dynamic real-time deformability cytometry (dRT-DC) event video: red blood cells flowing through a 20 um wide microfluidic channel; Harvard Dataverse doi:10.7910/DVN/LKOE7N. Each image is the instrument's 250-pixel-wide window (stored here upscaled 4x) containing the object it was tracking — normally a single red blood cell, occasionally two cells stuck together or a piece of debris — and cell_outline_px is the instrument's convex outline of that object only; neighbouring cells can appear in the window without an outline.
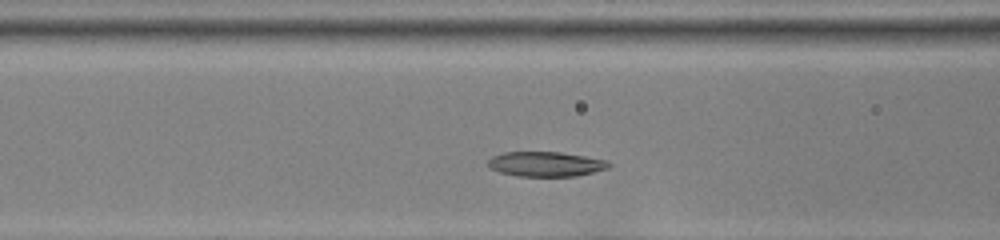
{"species": "common noctule bat (a hibernating species)", "species_latin": "Nyctalus noctula", "temperature_condition": "room temperature", "stored_images_in_passage": 30, "camera_frame_rate_fps": 3000, "um_per_image_px": 0.085, "animal": {"sex": "female", "body_mass_g": 22.0, "forearm_length_mm": 56.7}, "frame": {"image": 1, "passage_image": 7, "time_ms": 2.0, "image_size_px": [1000, 240], "cell_outline_px": [[612, 164], [608, 168], [576, 176], [516, 176], [500, 172], [492, 168], [488, 164], [488, 160], [492, 156], [504, 152], [560, 152], [608, 160]], "centroid_in_image_um": [46.41, 13.94], "position_along_channel_um": 120.2, "area_um2": 17.4}}
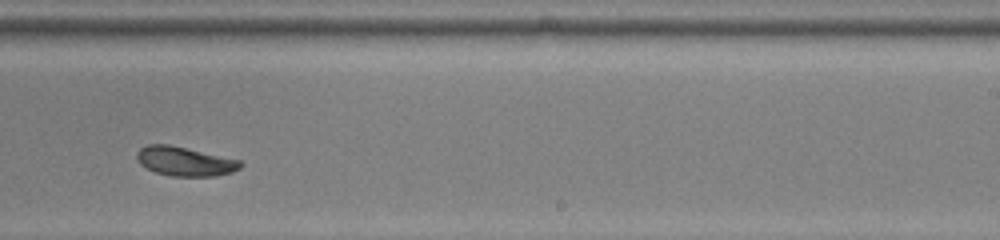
{"frame": {"image": 2, "passage_image": 19, "time_ms": 6.0, "image_size_px": [1000, 240], "cell_outline_px": [[244, 164], [240, 168], [232, 172], [216, 176], [172, 176], [156, 172], [140, 164], [136, 156], [136, 152], [140, 148], [148, 144], [168, 144], [240, 160]], "centroid_in_image_um": [15.72, 13.71], "position_along_channel_um": 273.3, "area_um2": 17.51}}
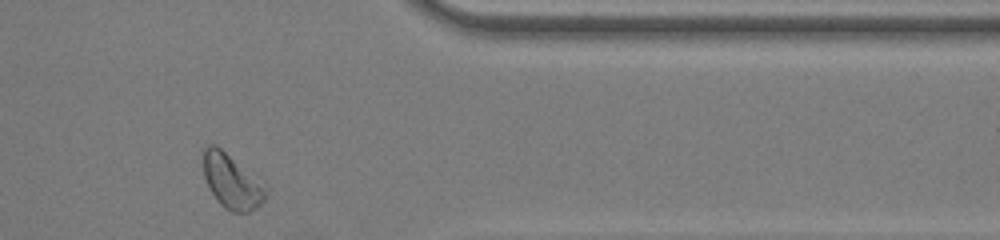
{"frame": {"image": 3, "passage_image": 29, "time_ms": 9.333, "image_size_px": [1000, 240], "cell_outline_px": [[264, 200], [256, 208], [248, 212], [232, 212], [220, 204], [216, 200], [204, 176], [204, 148], [208, 144], [216, 144], [264, 192]], "centroid_in_image_um": [19.56, 15.47], "position_along_channel_um": 391.8, "area_um2": 17.8}, "authors_computed_cell_mechanics": {"area_um2": 17.8313, "velocity_mm_per_s": 3.8387, "shape_relaxation_time_tau1_ms": 3.7939, "shape_relaxation_time_tau2_ms": 10.1755, "deformation_change_tau1": 0.1236, "deformation_change_tau2": 0.1232}}